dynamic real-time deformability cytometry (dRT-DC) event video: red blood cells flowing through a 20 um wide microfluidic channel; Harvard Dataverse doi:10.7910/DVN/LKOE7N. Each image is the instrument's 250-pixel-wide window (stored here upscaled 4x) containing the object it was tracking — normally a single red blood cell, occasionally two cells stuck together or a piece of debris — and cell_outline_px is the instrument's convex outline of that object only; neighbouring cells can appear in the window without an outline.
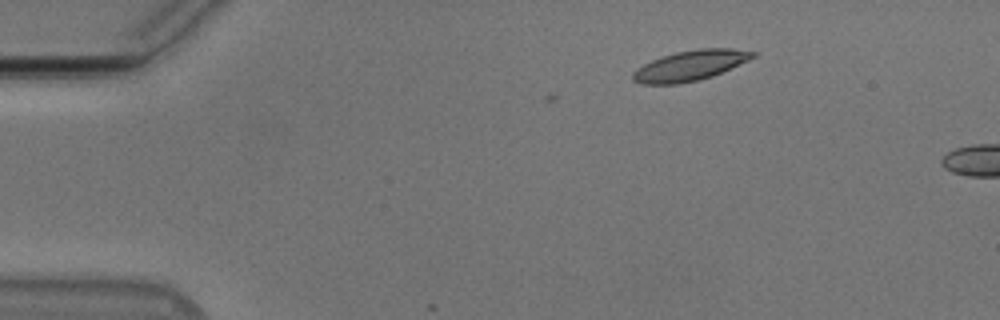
{"species": "Egyptian fruit bat (a non-hibernating species)", "species_latin": "Rousettus aegyptiacus", "temperature_condition": "cold", "stored_images_in_passage": 3, "camera_frame_rate_fps": 3000, "um_per_image_px": 0.085, "animal": {"sex": "male"}, "frame": {"image": 1, "passage_image": 1, "time_ms": 0.0, "image_size_px": [1000, 320], "cell_outline_px": [[756, 56], [748, 60], [712, 76], [696, 80], [676, 84], [640, 84], [632, 80], [632, 72], [636, 68], [652, 60], [676, 52], [700, 48], [732, 48], [756, 52]], "centroid_in_image_um": [58.63, 5.57], "position_along_channel_um": 26.4, "area_um2": 20.92}}